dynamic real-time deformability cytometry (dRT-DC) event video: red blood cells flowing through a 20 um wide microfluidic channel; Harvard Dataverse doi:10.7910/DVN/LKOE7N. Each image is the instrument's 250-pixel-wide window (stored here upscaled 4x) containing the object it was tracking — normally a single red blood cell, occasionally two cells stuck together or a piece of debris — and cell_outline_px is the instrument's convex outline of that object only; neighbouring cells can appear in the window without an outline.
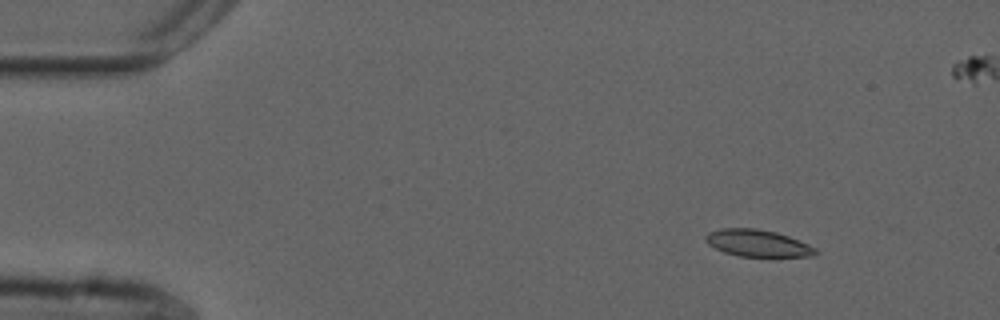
{"species": "common noctule bat (a hibernating species)", "species_latin": "Nyctalus noctula", "temperature_condition": "cold", "stored_images_in_passage": 14, "camera_frame_rate_fps": 3000, "um_per_image_px": 0.085, "animal": {"sex": "male", "forearm_length_mm": 52.5}, "frame": {"image": 1, "passage_image": 1, "time_ms": 0.0, "image_size_px": [1000, 320], "cell_outline_px": [[820, 252], [816, 256], [740, 256], [724, 252], [708, 244], [704, 240], [704, 236], [708, 232], [720, 228], [756, 228], [776, 232], [788, 236], [808, 244], [816, 248]], "centroid_in_image_um": [64.4, 20.66], "position_along_channel_um": 20.6, "area_um2": 17.28}}
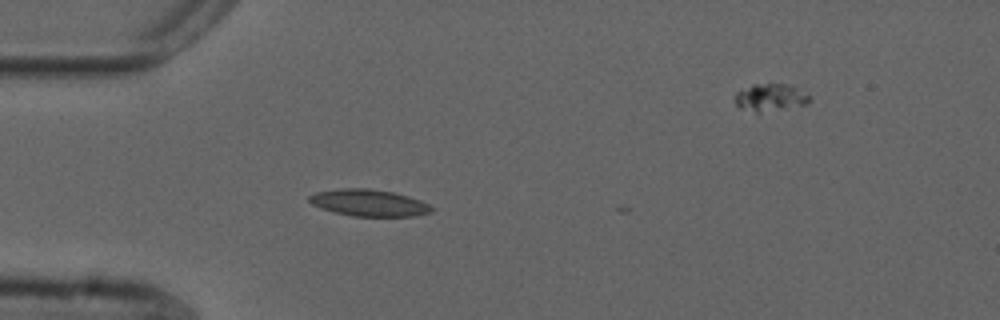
{"frame": {"image": 2, "passage_image": 10, "time_ms": 3.0, "image_size_px": [1000, 320], "cell_outline_px": [[432, 212], [416, 216], [352, 216], [320, 208], [312, 204], [308, 200], [308, 196], [316, 192], [340, 188], [368, 188], [392, 192], [408, 196], [420, 200], [428, 204], [432, 208]], "centroid_in_image_um": [31.34, 17.24], "position_along_channel_um": 53.7, "area_um2": 19.02}}